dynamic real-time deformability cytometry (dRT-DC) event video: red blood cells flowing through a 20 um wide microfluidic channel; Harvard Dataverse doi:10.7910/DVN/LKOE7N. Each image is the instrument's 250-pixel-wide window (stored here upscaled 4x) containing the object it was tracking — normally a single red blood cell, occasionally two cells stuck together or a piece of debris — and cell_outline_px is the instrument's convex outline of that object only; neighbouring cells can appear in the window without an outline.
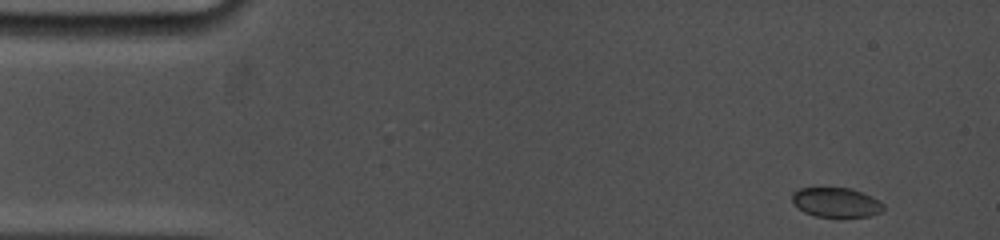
{"species": "common noctule bat (a hibernating species)", "species_latin": "Nyctalus noctula", "temperature_condition": "cold", "stored_images_in_passage": 20, "camera_frame_rate_fps": 5000, "um_per_image_px": 0.085, "animal": {"sex": "female", "body_mass_g": 19.0, "forearm_length_mm": 53.3}, "frame": {"image": 1, "passage_image": 1, "time_ms": 0.0, "image_size_px": [1000, 240], "cell_outline_px": [[884, 208], [880, 212], [868, 216], [816, 216], [804, 212], [792, 200], [792, 192], [800, 188], [852, 188], [884, 204]], "centroid_in_image_um": [71.04, 17.19], "position_along_channel_um": 14.0, "area_um2": 15.26}}
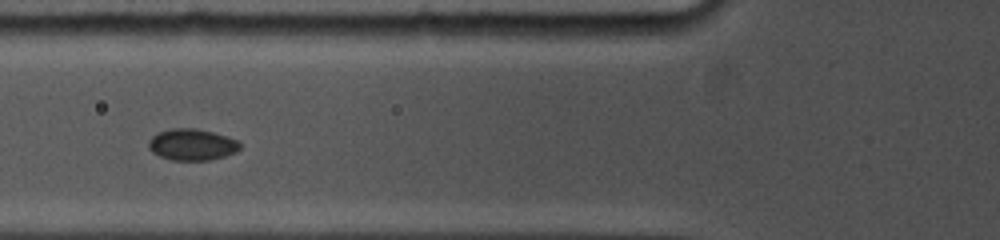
{"frame": {"image": 2, "passage_image": 14, "time_ms": 5.2, "image_size_px": [1000, 240], "cell_outline_px": [[240, 148], [236, 152], [224, 156], [208, 160], [172, 160], [160, 156], [152, 152], [148, 148], [148, 140], [156, 132], [172, 128], [196, 128], [228, 136], [236, 140], [240, 144]], "centroid_in_image_um": [16.29, 12.28], "position_along_channel_um": 109.5, "area_um2": 16.82}}
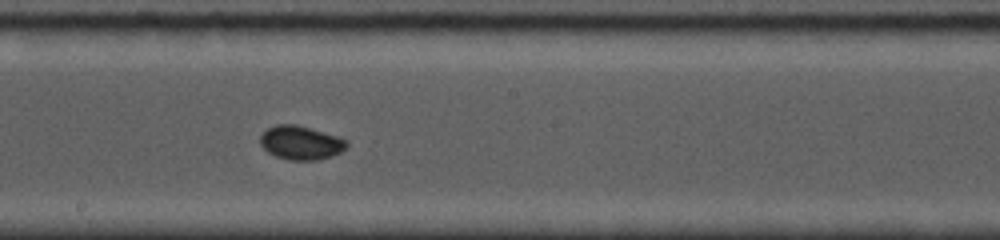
{"frame": {"image": 3, "passage_image": 20, "time_ms": 8.2, "image_size_px": [1000, 240], "cell_outline_px": [[348, 148], [332, 156], [320, 160], [288, 160], [276, 156], [268, 152], [260, 144], [260, 136], [268, 128], [276, 124], [296, 124], [340, 136], [348, 140]], "centroid_in_image_um": [25.61, 12.13], "position_along_channel_um": 222.6, "area_um2": 17.28}}